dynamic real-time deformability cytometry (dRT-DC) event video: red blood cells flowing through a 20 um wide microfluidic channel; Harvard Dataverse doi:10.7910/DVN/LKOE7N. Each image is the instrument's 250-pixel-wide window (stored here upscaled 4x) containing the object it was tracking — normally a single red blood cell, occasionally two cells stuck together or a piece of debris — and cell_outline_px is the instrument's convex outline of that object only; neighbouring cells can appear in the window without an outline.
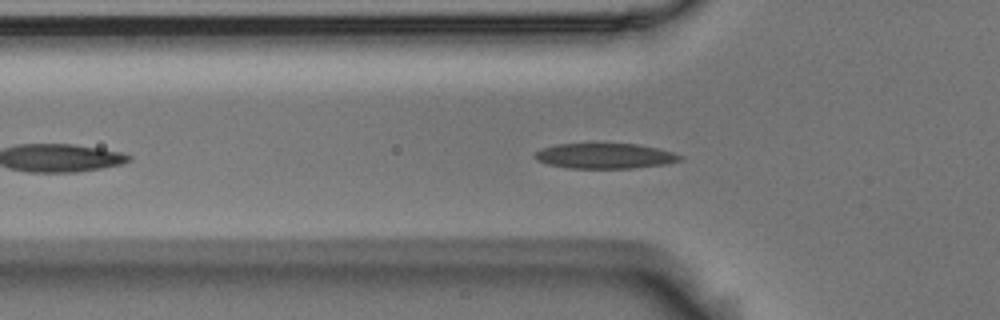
{"species": "Egyptian fruit bat (a non-hibernating species)", "species_latin": "Rousettus aegyptiacus", "temperature_condition": "room temperature", "stored_images_in_passage": 25, "camera_frame_rate_fps": 3000, "um_per_image_px": 0.085, "animal": {"sex": "male"}, "frame": {"image": 1, "passage_image": 9, "time_ms": 2.667, "image_size_px": [1000, 320], "cell_outline_px": [[684, 160], [668, 164], [632, 168], [564, 168], [548, 164], [536, 160], [532, 156], [540, 148], [556, 144], [636, 144], [660, 148], [684, 156]], "centroid_in_image_um": [51.43, 13.26], "position_along_channel_um": 74.4, "area_um2": 21.68}}
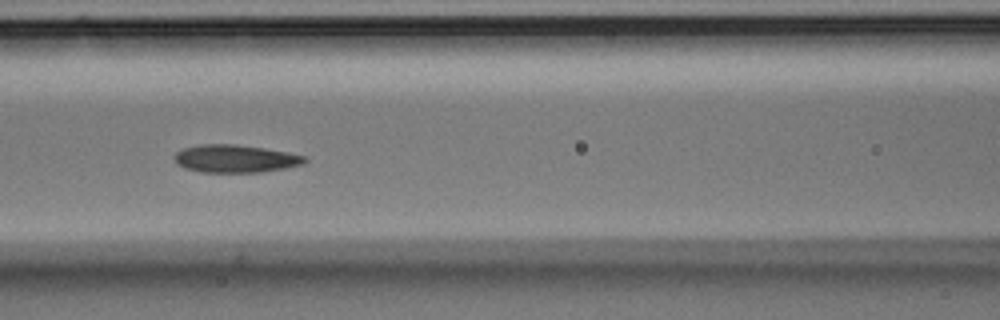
{"frame": {"image": 2, "passage_image": 15, "time_ms": 4.667, "image_size_px": [1000, 320], "cell_outline_px": [[308, 160], [304, 164], [284, 168], [260, 172], [200, 172], [184, 168], [176, 164], [172, 156], [176, 152], [184, 148], [200, 144], [236, 144], [264, 148], [288, 152], [304, 156]], "centroid_in_image_um": [19.96, 13.48], "position_along_channel_um": 146.6, "area_um2": 21.21}}
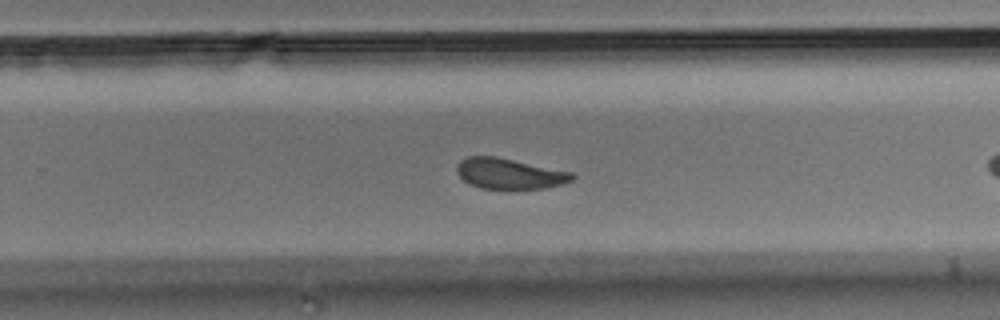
{"frame": {"image": 3, "passage_image": 23, "time_ms": 7.333, "image_size_px": [1000, 320], "cell_outline_px": [[576, 176], [572, 180], [560, 184], [544, 188], [480, 188], [464, 180], [456, 172], [456, 164], [460, 160], [468, 156], [496, 156], [572, 172]], "centroid_in_image_um": [43.27, 14.74], "position_along_channel_um": 286.5, "area_um2": 20.35}}